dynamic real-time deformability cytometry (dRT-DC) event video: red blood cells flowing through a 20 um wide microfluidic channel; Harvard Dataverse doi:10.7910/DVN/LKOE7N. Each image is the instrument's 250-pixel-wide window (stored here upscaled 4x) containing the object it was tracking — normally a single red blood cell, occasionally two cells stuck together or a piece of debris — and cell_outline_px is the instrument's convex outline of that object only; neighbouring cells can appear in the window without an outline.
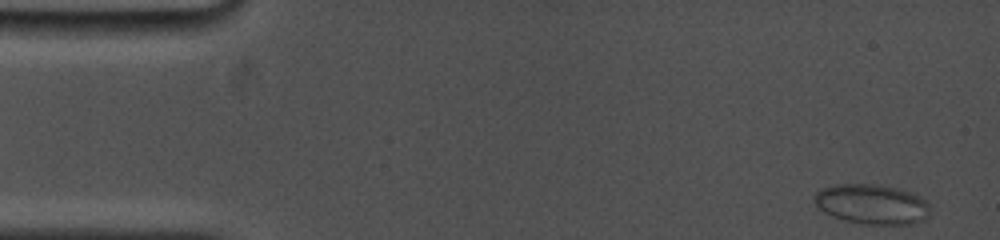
{"species": "common noctule bat (a hibernating species)", "species_latin": "Nyctalus noctula", "temperature_condition": "cold", "stored_images_in_passage": 108, "camera_frame_rate_fps": 5000, "um_per_image_px": 0.085, "animal": {"sex": "female", "body_mass_g": 19.0, "forearm_length_mm": 53.3}, "frame": {"image": 1, "passage_image": 1, "time_ms": 0.0, "image_size_px": [1000, 240], "cell_outline_px": [[928, 216], [924, 220], [912, 224], [864, 224], [844, 220], [832, 216], [824, 212], [816, 204], [812, 196], [816, 192], [824, 188], [836, 184], [876, 184], [896, 188], [912, 192], [928, 200]], "centroid_in_image_um": [74.12, 17.35], "position_along_channel_um": 10.9, "area_um2": 26.99}}
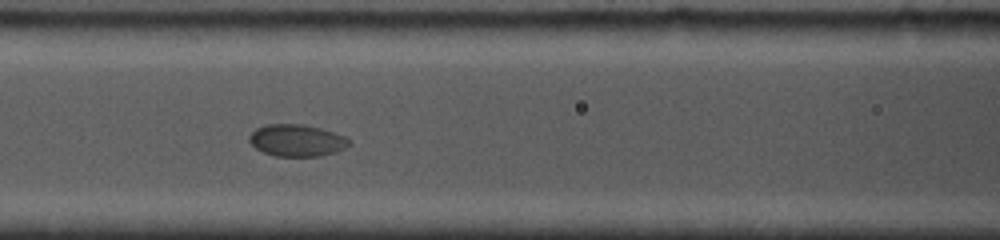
{"frame": {"image": 2, "passage_image": 46, "time_ms": 6.6, "image_size_px": [1000, 240], "cell_outline_px": [[352, 144], [336, 152], [320, 156], [276, 156], [264, 152], [256, 148], [248, 140], [248, 136], [256, 128], [268, 124], [304, 124], [320, 128], [348, 136], [352, 140]], "centroid_in_image_um": [25.28, 11.93], "position_along_channel_um": 141.3, "area_um2": 18.79}}
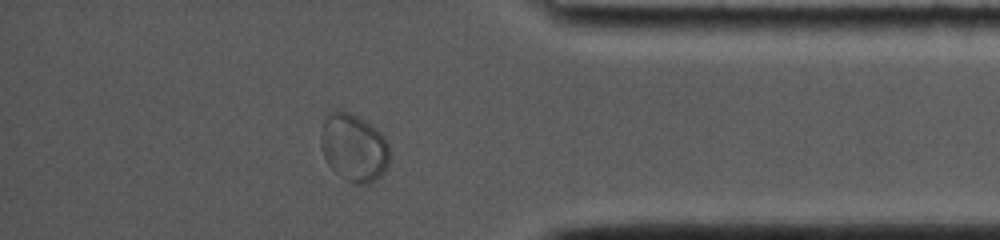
{"frame": {"image": 3, "passage_image": 89, "time_ms": 14.0, "image_size_px": [1000, 240], "cell_outline_px": [[388, 164], [384, 172], [380, 176], [364, 184], [352, 184], [340, 176], [328, 164], [324, 156], [320, 144], [320, 132], [324, 120], [332, 112], [348, 112], [364, 120], [376, 128], [384, 136], [388, 144]], "centroid_in_image_um": [30.06, 12.56], "position_along_channel_um": 405.1, "area_um2": 26.82}, "authors_computed_cell_mechanics": {"area_um2": 20.8658, "velocity_mm_per_s": 3.6835, "shape_relaxation_time_tau1_ms": 3.6153, "shape_relaxation_time_tau2_ms": null, "deformation_change_tau1": 0.0568, "deformation_change_tau2": null}}